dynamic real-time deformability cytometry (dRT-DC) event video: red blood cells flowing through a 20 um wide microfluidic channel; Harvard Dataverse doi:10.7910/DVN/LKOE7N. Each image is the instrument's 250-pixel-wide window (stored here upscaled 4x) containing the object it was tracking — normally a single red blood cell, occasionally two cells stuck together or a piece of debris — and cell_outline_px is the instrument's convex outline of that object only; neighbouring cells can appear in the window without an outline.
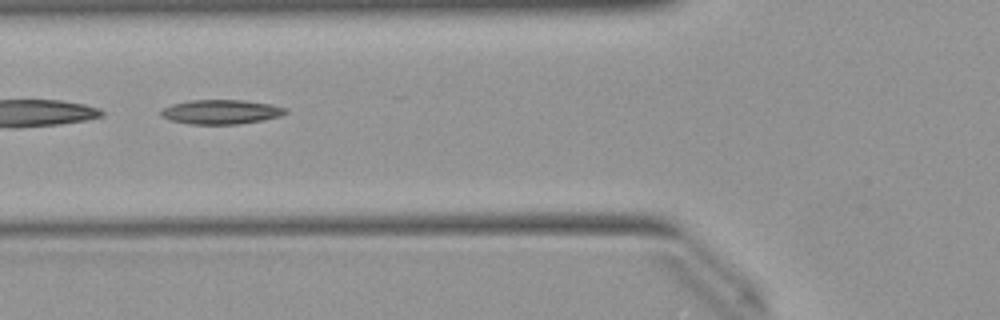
{"species": "Egyptian fruit bat (a non-hibernating species)", "species_latin": "Rousettus aegyptiacus", "temperature_condition": "warm", "stored_images_in_passage": 33, "camera_frame_rate_fps": 3000, "um_per_image_px": 0.085, "animal": {"sex": "female"}, "frame": {"image": 1, "passage_image": 14, "time_ms": 4.333, "image_size_px": [1000, 320], "cell_outline_px": [[288, 112], [280, 116], [260, 120], [236, 124], [188, 124], [168, 120], [160, 116], [160, 108], [172, 104], [188, 100], [244, 100], [268, 104], [288, 108]], "centroid_in_image_um": [18.71, 9.51], "position_along_channel_um": 107.1, "area_um2": 17.8}}
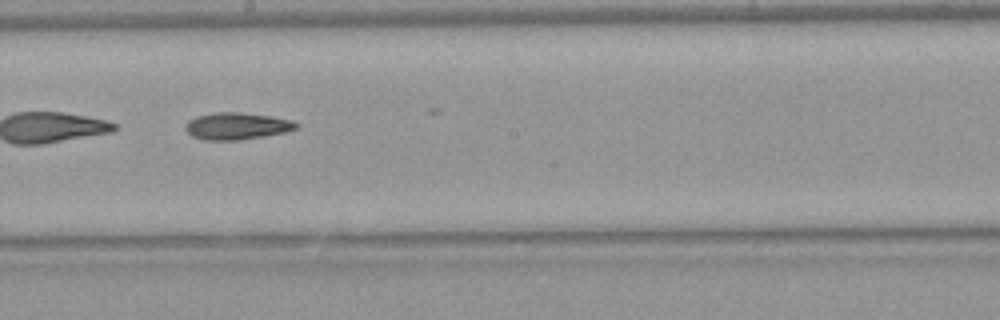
{"frame": {"image": 2, "passage_image": 23, "time_ms": 7.333, "image_size_px": [1000, 320], "cell_outline_px": [[300, 124], [296, 128], [284, 132], [264, 136], [240, 140], [204, 140], [192, 136], [184, 128], [184, 124], [188, 120], [196, 116], [216, 112], [240, 112], [272, 116], [292, 120]], "centroid_in_image_um": [20.1, 10.71], "position_along_channel_um": 228.1, "area_um2": 17.51}}